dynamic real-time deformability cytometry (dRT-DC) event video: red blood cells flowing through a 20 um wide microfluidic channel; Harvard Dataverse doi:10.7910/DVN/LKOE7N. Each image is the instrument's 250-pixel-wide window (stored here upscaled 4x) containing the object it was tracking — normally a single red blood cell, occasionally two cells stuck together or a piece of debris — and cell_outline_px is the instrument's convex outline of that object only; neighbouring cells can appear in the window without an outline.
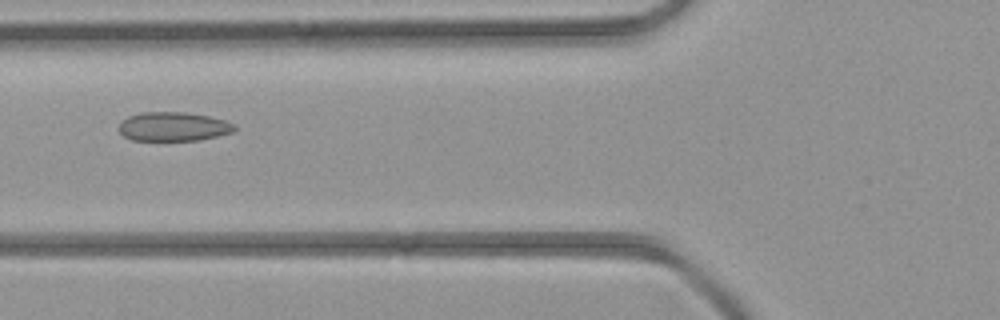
{"species": "common noctule bat (a hibernating species)", "species_latin": "Nyctalus noctula", "temperature_condition": "room temperature", "stored_images_in_passage": 3, "camera_frame_rate_fps": 3000, "um_per_image_px": 0.085, "animal": {"sex": "female", "body_mass_g": 21.9}, "frame": {"image": 1, "passage_image": 2, "time_ms": 1.333, "image_size_px": [1000, 320], "cell_outline_px": [[236, 128], [232, 132], [200, 140], [132, 140], [124, 136], [120, 132], [120, 124], [128, 116], [140, 112], [184, 112], [208, 116], [224, 120], [232, 124]], "centroid_in_image_um": [14.72, 10.75], "position_along_channel_um": 111.1, "area_um2": 19.31}}
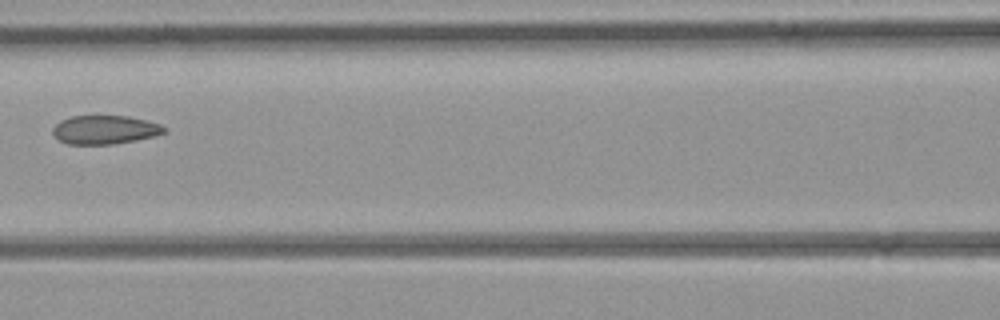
{"frame": {"image": 2, "passage_image": 3, "time_ms": 2.333, "image_size_px": [1000, 320], "cell_outline_px": [[168, 128], [164, 132], [156, 136], [136, 140], [112, 144], [68, 144], [60, 140], [52, 132], [52, 128], [60, 120], [72, 116], [96, 112], [128, 116], [160, 124]], "centroid_in_image_um": [8.9, 10.97], "position_along_channel_um": 157.7, "area_um2": 19.36}}